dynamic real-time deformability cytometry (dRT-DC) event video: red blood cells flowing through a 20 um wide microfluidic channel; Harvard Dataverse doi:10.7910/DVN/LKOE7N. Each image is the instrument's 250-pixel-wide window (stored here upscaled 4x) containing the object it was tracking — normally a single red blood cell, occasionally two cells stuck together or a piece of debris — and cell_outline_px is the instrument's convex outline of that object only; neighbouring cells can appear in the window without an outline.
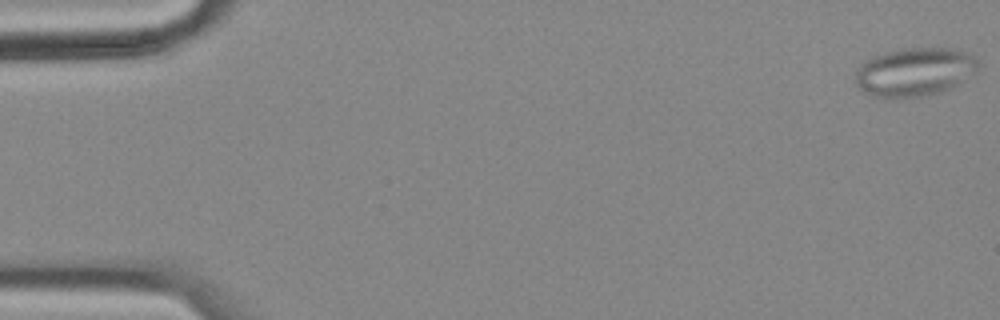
{"species": "common noctule bat (a hibernating species)", "species_latin": "Nyctalus noctula", "temperature_condition": "cold", "stored_images_in_passage": 56, "camera_frame_rate_fps": 3000, "um_per_image_px": 0.085, "animal": {"sex": "female", "body_mass_g": 18.4}, "frame": {"image": 1, "passage_image": 1, "time_ms": 0.0, "image_size_px": [1000, 320], "cell_outline_px": [[980, 64], [976, 68], [952, 88], [940, 92], [924, 96], [872, 96], [864, 92], [856, 84], [856, 72], [868, 60], [876, 56], [888, 52], [912, 48], [948, 48], [964, 52], [972, 56]], "centroid_in_image_um": [77.74, 6.11], "position_along_channel_um": 7.3, "area_um2": 33.41}}
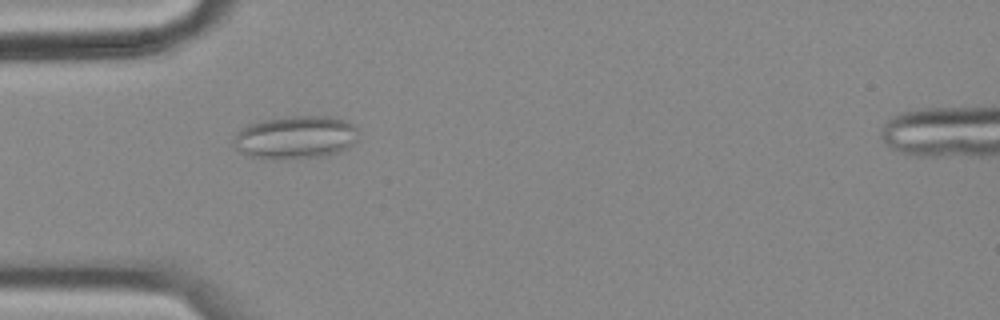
{"frame": {"image": 2, "passage_image": 17, "time_ms": 5.333, "image_size_px": [1000, 320], "cell_outline_px": [[360, 132], [356, 140], [344, 148], [336, 152], [320, 156], [272, 160], [252, 156], [240, 152], [232, 144], [232, 140], [248, 124], [264, 120], [292, 116], [332, 116], [344, 120], [352, 124]], "centroid_in_image_um": [25.11, 11.67], "position_along_channel_um": 59.9, "area_um2": 30.98}}
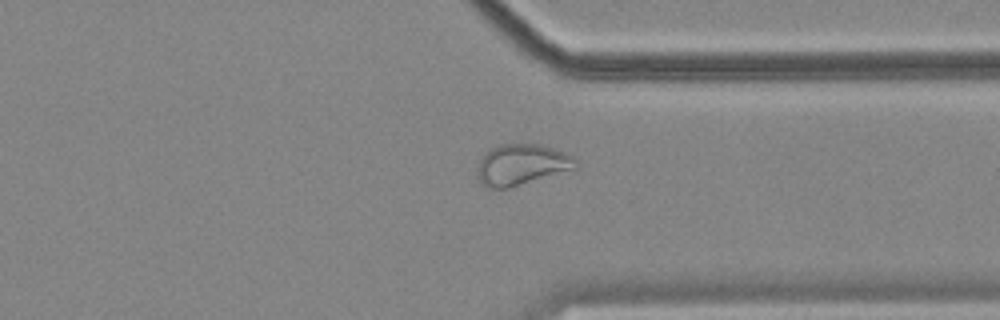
{"frame": {"image": 3, "passage_image": 43, "time_ms": 14.0, "image_size_px": [1000, 320], "cell_outline_px": [[576, 168], [508, 188], [484, 188], [476, 176], [476, 168], [480, 160], [492, 148], [500, 144], [540, 144], [564, 152], [572, 156], [576, 160]], "centroid_in_image_um": [44.29, 14.0], "position_along_channel_um": 367.1, "area_um2": 23.29}, "authors_computed_cell_mechanics": {"area_um2": 26.6747, "velocity_mm_per_s": 3.5783, "shape_relaxation_time_tau1_ms": null, "shape_relaxation_time_tau2_ms": 1.6739, "deformation_change_tau1": null, "deformation_change_tau2": 0.0634}}